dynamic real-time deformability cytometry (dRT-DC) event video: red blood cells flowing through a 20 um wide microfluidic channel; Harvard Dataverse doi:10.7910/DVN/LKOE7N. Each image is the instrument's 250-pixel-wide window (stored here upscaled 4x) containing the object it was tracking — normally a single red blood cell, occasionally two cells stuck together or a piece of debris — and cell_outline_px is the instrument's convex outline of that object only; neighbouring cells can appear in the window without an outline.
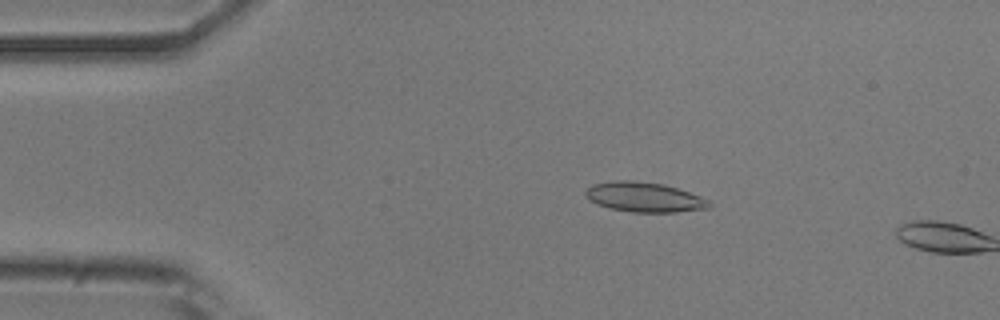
{"species": "common noctule bat (a hibernating species)", "species_latin": "Nyctalus noctula", "temperature_condition": "room temperature", "stored_images_in_passage": 3, "camera_frame_rate_fps": 3000, "um_per_image_px": 0.085, "animal": {"sex": "male", "body_mass_g": 20.5, "forearm_length_mm": 52.5}, "frame": {"image": 1, "passage_image": 1, "time_ms": 0.0, "image_size_px": [1000, 320], "cell_outline_px": [[712, 208], [676, 212], [632, 212], [608, 208], [596, 204], [584, 192], [592, 184], [616, 180], [632, 180], [660, 184], [676, 188], [700, 196], [708, 200], [712, 204]], "centroid_in_image_um": [54.78, 16.76], "position_along_channel_um": 30.2, "area_um2": 21.33}}